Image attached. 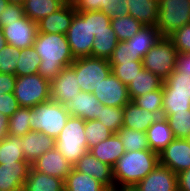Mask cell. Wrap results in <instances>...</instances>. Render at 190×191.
I'll use <instances>...</instances> for the list:
<instances>
[{"mask_svg":"<svg viewBox=\"0 0 190 191\" xmlns=\"http://www.w3.org/2000/svg\"><path fill=\"white\" fill-rule=\"evenodd\" d=\"M33 47L41 59L38 74L49 82L75 61L64 34L38 32Z\"/></svg>","mask_w":190,"mask_h":191,"instance_id":"6da1fadb","label":"cell"},{"mask_svg":"<svg viewBox=\"0 0 190 191\" xmlns=\"http://www.w3.org/2000/svg\"><path fill=\"white\" fill-rule=\"evenodd\" d=\"M158 164L159 154L153 150L125 152L112 167L115 187L136 185Z\"/></svg>","mask_w":190,"mask_h":191,"instance_id":"7a4b0ae2","label":"cell"},{"mask_svg":"<svg viewBox=\"0 0 190 191\" xmlns=\"http://www.w3.org/2000/svg\"><path fill=\"white\" fill-rule=\"evenodd\" d=\"M71 114L67 107L48 100L30 108L29 123L31 131L42 132L56 139Z\"/></svg>","mask_w":190,"mask_h":191,"instance_id":"3957f363","label":"cell"},{"mask_svg":"<svg viewBox=\"0 0 190 191\" xmlns=\"http://www.w3.org/2000/svg\"><path fill=\"white\" fill-rule=\"evenodd\" d=\"M84 127V119L71 115L55 139V148L72 166L89 151Z\"/></svg>","mask_w":190,"mask_h":191,"instance_id":"277c9868","label":"cell"},{"mask_svg":"<svg viewBox=\"0 0 190 191\" xmlns=\"http://www.w3.org/2000/svg\"><path fill=\"white\" fill-rule=\"evenodd\" d=\"M190 75L174 70L163 82L162 117L190 110Z\"/></svg>","mask_w":190,"mask_h":191,"instance_id":"5b68a950","label":"cell"},{"mask_svg":"<svg viewBox=\"0 0 190 191\" xmlns=\"http://www.w3.org/2000/svg\"><path fill=\"white\" fill-rule=\"evenodd\" d=\"M13 95L20 107L32 108L51 99L50 82L38 73L16 76Z\"/></svg>","mask_w":190,"mask_h":191,"instance_id":"8992f818","label":"cell"},{"mask_svg":"<svg viewBox=\"0 0 190 191\" xmlns=\"http://www.w3.org/2000/svg\"><path fill=\"white\" fill-rule=\"evenodd\" d=\"M178 50L168 37L159 41L144 55L143 68L157 75L163 81L175 70Z\"/></svg>","mask_w":190,"mask_h":191,"instance_id":"52a82bcc","label":"cell"},{"mask_svg":"<svg viewBox=\"0 0 190 191\" xmlns=\"http://www.w3.org/2000/svg\"><path fill=\"white\" fill-rule=\"evenodd\" d=\"M76 72L81 91L92 92L103 79L112 73L108 60L98 57H80L70 65Z\"/></svg>","mask_w":190,"mask_h":191,"instance_id":"ba28073f","label":"cell"},{"mask_svg":"<svg viewBox=\"0 0 190 191\" xmlns=\"http://www.w3.org/2000/svg\"><path fill=\"white\" fill-rule=\"evenodd\" d=\"M190 24V0H159L156 27L162 37Z\"/></svg>","mask_w":190,"mask_h":191,"instance_id":"9c48e42d","label":"cell"},{"mask_svg":"<svg viewBox=\"0 0 190 191\" xmlns=\"http://www.w3.org/2000/svg\"><path fill=\"white\" fill-rule=\"evenodd\" d=\"M66 38L74 58L91 56L95 37L90 28V11L75 13Z\"/></svg>","mask_w":190,"mask_h":191,"instance_id":"30bf717a","label":"cell"},{"mask_svg":"<svg viewBox=\"0 0 190 191\" xmlns=\"http://www.w3.org/2000/svg\"><path fill=\"white\" fill-rule=\"evenodd\" d=\"M99 102L110 107H124L131 101L127 86L111 73L92 91Z\"/></svg>","mask_w":190,"mask_h":191,"instance_id":"8fae6325","label":"cell"},{"mask_svg":"<svg viewBox=\"0 0 190 191\" xmlns=\"http://www.w3.org/2000/svg\"><path fill=\"white\" fill-rule=\"evenodd\" d=\"M7 44L24 49L32 47L38 33L37 23L27 16L13 22H6L2 27Z\"/></svg>","mask_w":190,"mask_h":191,"instance_id":"7c38bea8","label":"cell"},{"mask_svg":"<svg viewBox=\"0 0 190 191\" xmlns=\"http://www.w3.org/2000/svg\"><path fill=\"white\" fill-rule=\"evenodd\" d=\"M159 163L175 174L190 168V143L188 139L175 138L159 153Z\"/></svg>","mask_w":190,"mask_h":191,"instance_id":"4fadbf2b","label":"cell"},{"mask_svg":"<svg viewBox=\"0 0 190 191\" xmlns=\"http://www.w3.org/2000/svg\"><path fill=\"white\" fill-rule=\"evenodd\" d=\"M51 101L66 105L71 98L81 92L75 70L69 66L50 82Z\"/></svg>","mask_w":190,"mask_h":191,"instance_id":"5bb4252c","label":"cell"},{"mask_svg":"<svg viewBox=\"0 0 190 191\" xmlns=\"http://www.w3.org/2000/svg\"><path fill=\"white\" fill-rule=\"evenodd\" d=\"M135 186L139 191H178V177L169 167L159 163Z\"/></svg>","mask_w":190,"mask_h":191,"instance_id":"9a60e30c","label":"cell"},{"mask_svg":"<svg viewBox=\"0 0 190 191\" xmlns=\"http://www.w3.org/2000/svg\"><path fill=\"white\" fill-rule=\"evenodd\" d=\"M73 169L85 173L102 183L107 189L115 188L113 168L101 162L88 151L74 165Z\"/></svg>","mask_w":190,"mask_h":191,"instance_id":"2e32d148","label":"cell"},{"mask_svg":"<svg viewBox=\"0 0 190 191\" xmlns=\"http://www.w3.org/2000/svg\"><path fill=\"white\" fill-rule=\"evenodd\" d=\"M34 170L65 181L73 166L55 147L41 155L31 164Z\"/></svg>","mask_w":190,"mask_h":191,"instance_id":"e0dca14e","label":"cell"},{"mask_svg":"<svg viewBox=\"0 0 190 191\" xmlns=\"http://www.w3.org/2000/svg\"><path fill=\"white\" fill-rule=\"evenodd\" d=\"M30 168L28 162L0 164V191H22Z\"/></svg>","mask_w":190,"mask_h":191,"instance_id":"ac0fdd59","label":"cell"},{"mask_svg":"<svg viewBox=\"0 0 190 191\" xmlns=\"http://www.w3.org/2000/svg\"><path fill=\"white\" fill-rule=\"evenodd\" d=\"M76 12L72 3L68 1L59 10L37 22L38 32L66 35Z\"/></svg>","mask_w":190,"mask_h":191,"instance_id":"d6986e66","label":"cell"},{"mask_svg":"<svg viewBox=\"0 0 190 191\" xmlns=\"http://www.w3.org/2000/svg\"><path fill=\"white\" fill-rule=\"evenodd\" d=\"M25 161L30 165L41 155L55 147V139L42 132L31 131L21 136Z\"/></svg>","mask_w":190,"mask_h":191,"instance_id":"ffe728a7","label":"cell"},{"mask_svg":"<svg viewBox=\"0 0 190 191\" xmlns=\"http://www.w3.org/2000/svg\"><path fill=\"white\" fill-rule=\"evenodd\" d=\"M101 104L92 92L81 91L75 98H71L65 106L72 116L84 120H97Z\"/></svg>","mask_w":190,"mask_h":191,"instance_id":"44dd1931","label":"cell"},{"mask_svg":"<svg viewBox=\"0 0 190 191\" xmlns=\"http://www.w3.org/2000/svg\"><path fill=\"white\" fill-rule=\"evenodd\" d=\"M123 127L146 132L159 118L156 113L140 108L134 102H128L124 107Z\"/></svg>","mask_w":190,"mask_h":191,"instance_id":"7402d4cb","label":"cell"},{"mask_svg":"<svg viewBox=\"0 0 190 191\" xmlns=\"http://www.w3.org/2000/svg\"><path fill=\"white\" fill-rule=\"evenodd\" d=\"M89 152L101 162L113 167L126 151L119 135L113 134L98 145L91 147Z\"/></svg>","mask_w":190,"mask_h":191,"instance_id":"603a6c76","label":"cell"},{"mask_svg":"<svg viewBox=\"0 0 190 191\" xmlns=\"http://www.w3.org/2000/svg\"><path fill=\"white\" fill-rule=\"evenodd\" d=\"M150 150L157 154L163 151L174 139V134L165 117H159L146 131Z\"/></svg>","mask_w":190,"mask_h":191,"instance_id":"cb8c5ba5","label":"cell"},{"mask_svg":"<svg viewBox=\"0 0 190 191\" xmlns=\"http://www.w3.org/2000/svg\"><path fill=\"white\" fill-rule=\"evenodd\" d=\"M129 15L144 26L156 27L159 14V0H127Z\"/></svg>","mask_w":190,"mask_h":191,"instance_id":"d4e9b609","label":"cell"},{"mask_svg":"<svg viewBox=\"0 0 190 191\" xmlns=\"http://www.w3.org/2000/svg\"><path fill=\"white\" fill-rule=\"evenodd\" d=\"M22 191H64V181L31 167Z\"/></svg>","mask_w":190,"mask_h":191,"instance_id":"484cf974","label":"cell"},{"mask_svg":"<svg viewBox=\"0 0 190 191\" xmlns=\"http://www.w3.org/2000/svg\"><path fill=\"white\" fill-rule=\"evenodd\" d=\"M163 80L154 73L146 69H141L137 76L131 80V83L127 85L129 96L131 101L143 95L157 89H161L163 86Z\"/></svg>","mask_w":190,"mask_h":191,"instance_id":"4316f807","label":"cell"},{"mask_svg":"<svg viewBox=\"0 0 190 191\" xmlns=\"http://www.w3.org/2000/svg\"><path fill=\"white\" fill-rule=\"evenodd\" d=\"M69 0H24L23 7L25 16L34 22L56 12Z\"/></svg>","mask_w":190,"mask_h":191,"instance_id":"83f0119b","label":"cell"},{"mask_svg":"<svg viewBox=\"0 0 190 191\" xmlns=\"http://www.w3.org/2000/svg\"><path fill=\"white\" fill-rule=\"evenodd\" d=\"M161 34L157 27L143 26L131 39L125 41L141 59L159 41Z\"/></svg>","mask_w":190,"mask_h":191,"instance_id":"f1b7e54d","label":"cell"},{"mask_svg":"<svg viewBox=\"0 0 190 191\" xmlns=\"http://www.w3.org/2000/svg\"><path fill=\"white\" fill-rule=\"evenodd\" d=\"M107 188L92 176L71 169L64 181V191H105Z\"/></svg>","mask_w":190,"mask_h":191,"instance_id":"f546056e","label":"cell"},{"mask_svg":"<svg viewBox=\"0 0 190 191\" xmlns=\"http://www.w3.org/2000/svg\"><path fill=\"white\" fill-rule=\"evenodd\" d=\"M94 37L91 56L108 60L119 42L112 26L108 27V31L97 33Z\"/></svg>","mask_w":190,"mask_h":191,"instance_id":"4dcf8cb0","label":"cell"},{"mask_svg":"<svg viewBox=\"0 0 190 191\" xmlns=\"http://www.w3.org/2000/svg\"><path fill=\"white\" fill-rule=\"evenodd\" d=\"M14 162H26L21 146V136L7 135L0 141V164Z\"/></svg>","mask_w":190,"mask_h":191,"instance_id":"1f68e13d","label":"cell"},{"mask_svg":"<svg viewBox=\"0 0 190 191\" xmlns=\"http://www.w3.org/2000/svg\"><path fill=\"white\" fill-rule=\"evenodd\" d=\"M111 26L119 41L131 39L144 25L130 15L111 18Z\"/></svg>","mask_w":190,"mask_h":191,"instance_id":"d6a6232c","label":"cell"},{"mask_svg":"<svg viewBox=\"0 0 190 191\" xmlns=\"http://www.w3.org/2000/svg\"><path fill=\"white\" fill-rule=\"evenodd\" d=\"M117 134L121 138L126 152L150 149L146 132L122 127Z\"/></svg>","mask_w":190,"mask_h":191,"instance_id":"836d02e7","label":"cell"},{"mask_svg":"<svg viewBox=\"0 0 190 191\" xmlns=\"http://www.w3.org/2000/svg\"><path fill=\"white\" fill-rule=\"evenodd\" d=\"M40 63V56L33 46L20 49V57L16 66V76L38 73Z\"/></svg>","mask_w":190,"mask_h":191,"instance_id":"e575fe53","label":"cell"},{"mask_svg":"<svg viewBox=\"0 0 190 191\" xmlns=\"http://www.w3.org/2000/svg\"><path fill=\"white\" fill-rule=\"evenodd\" d=\"M123 107H110L101 104L99 106L97 120L104 124L114 134L123 127Z\"/></svg>","mask_w":190,"mask_h":191,"instance_id":"d590c367","label":"cell"},{"mask_svg":"<svg viewBox=\"0 0 190 191\" xmlns=\"http://www.w3.org/2000/svg\"><path fill=\"white\" fill-rule=\"evenodd\" d=\"M30 108L19 107L18 110L9 117L8 121V135L9 136H23L31 132L29 123Z\"/></svg>","mask_w":190,"mask_h":191,"instance_id":"8d00e7d4","label":"cell"},{"mask_svg":"<svg viewBox=\"0 0 190 191\" xmlns=\"http://www.w3.org/2000/svg\"><path fill=\"white\" fill-rule=\"evenodd\" d=\"M84 128L87 147L89 149L114 134L110 129L96 119L85 120Z\"/></svg>","mask_w":190,"mask_h":191,"instance_id":"74e56055","label":"cell"},{"mask_svg":"<svg viewBox=\"0 0 190 191\" xmlns=\"http://www.w3.org/2000/svg\"><path fill=\"white\" fill-rule=\"evenodd\" d=\"M175 138L190 137V110L176 112L166 117Z\"/></svg>","mask_w":190,"mask_h":191,"instance_id":"f35d334b","label":"cell"},{"mask_svg":"<svg viewBox=\"0 0 190 191\" xmlns=\"http://www.w3.org/2000/svg\"><path fill=\"white\" fill-rule=\"evenodd\" d=\"M162 99L163 88L144 93L143 95L134 98L132 102L140 108H144L145 110L156 113L159 117H162Z\"/></svg>","mask_w":190,"mask_h":191,"instance_id":"ab89813d","label":"cell"},{"mask_svg":"<svg viewBox=\"0 0 190 191\" xmlns=\"http://www.w3.org/2000/svg\"><path fill=\"white\" fill-rule=\"evenodd\" d=\"M112 73L118 77L126 86L137 76V73L143 69L142 60H134L127 63L111 64Z\"/></svg>","mask_w":190,"mask_h":191,"instance_id":"60d3db41","label":"cell"},{"mask_svg":"<svg viewBox=\"0 0 190 191\" xmlns=\"http://www.w3.org/2000/svg\"><path fill=\"white\" fill-rule=\"evenodd\" d=\"M20 57V49L7 44L0 50V73L16 76V66Z\"/></svg>","mask_w":190,"mask_h":191,"instance_id":"b9f144b4","label":"cell"},{"mask_svg":"<svg viewBox=\"0 0 190 191\" xmlns=\"http://www.w3.org/2000/svg\"><path fill=\"white\" fill-rule=\"evenodd\" d=\"M134 60H142L138 54H135L131 46L125 41H119L111 54L108 62L111 64L127 63Z\"/></svg>","mask_w":190,"mask_h":191,"instance_id":"7bdbcfd3","label":"cell"},{"mask_svg":"<svg viewBox=\"0 0 190 191\" xmlns=\"http://www.w3.org/2000/svg\"><path fill=\"white\" fill-rule=\"evenodd\" d=\"M101 12L110 18H122L129 15L127 0H102Z\"/></svg>","mask_w":190,"mask_h":191,"instance_id":"ee69618b","label":"cell"},{"mask_svg":"<svg viewBox=\"0 0 190 191\" xmlns=\"http://www.w3.org/2000/svg\"><path fill=\"white\" fill-rule=\"evenodd\" d=\"M178 53H190V24H186L168 36Z\"/></svg>","mask_w":190,"mask_h":191,"instance_id":"f6af8a7d","label":"cell"},{"mask_svg":"<svg viewBox=\"0 0 190 191\" xmlns=\"http://www.w3.org/2000/svg\"><path fill=\"white\" fill-rule=\"evenodd\" d=\"M22 17H25L23 4L9 3L0 14V28L6 26V22L17 21Z\"/></svg>","mask_w":190,"mask_h":191,"instance_id":"bcb514c9","label":"cell"},{"mask_svg":"<svg viewBox=\"0 0 190 191\" xmlns=\"http://www.w3.org/2000/svg\"><path fill=\"white\" fill-rule=\"evenodd\" d=\"M111 25V18L101 11H90V28L95 35L102 31H108Z\"/></svg>","mask_w":190,"mask_h":191,"instance_id":"7dc6e473","label":"cell"},{"mask_svg":"<svg viewBox=\"0 0 190 191\" xmlns=\"http://www.w3.org/2000/svg\"><path fill=\"white\" fill-rule=\"evenodd\" d=\"M19 107L18 101L13 93L0 94V113L9 118Z\"/></svg>","mask_w":190,"mask_h":191,"instance_id":"c3c4849f","label":"cell"},{"mask_svg":"<svg viewBox=\"0 0 190 191\" xmlns=\"http://www.w3.org/2000/svg\"><path fill=\"white\" fill-rule=\"evenodd\" d=\"M77 12L101 11L102 0H69Z\"/></svg>","mask_w":190,"mask_h":191,"instance_id":"681fc988","label":"cell"},{"mask_svg":"<svg viewBox=\"0 0 190 191\" xmlns=\"http://www.w3.org/2000/svg\"><path fill=\"white\" fill-rule=\"evenodd\" d=\"M16 76L0 73V94L13 93Z\"/></svg>","mask_w":190,"mask_h":191,"instance_id":"f907efd6","label":"cell"},{"mask_svg":"<svg viewBox=\"0 0 190 191\" xmlns=\"http://www.w3.org/2000/svg\"><path fill=\"white\" fill-rule=\"evenodd\" d=\"M175 70L190 75V53H178Z\"/></svg>","mask_w":190,"mask_h":191,"instance_id":"816d5d0a","label":"cell"},{"mask_svg":"<svg viewBox=\"0 0 190 191\" xmlns=\"http://www.w3.org/2000/svg\"><path fill=\"white\" fill-rule=\"evenodd\" d=\"M178 177V191H190V168L179 174Z\"/></svg>","mask_w":190,"mask_h":191,"instance_id":"f5cc1de1","label":"cell"},{"mask_svg":"<svg viewBox=\"0 0 190 191\" xmlns=\"http://www.w3.org/2000/svg\"><path fill=\"white\" fill-rule=\"evenodd\" d=\"M9 118L0 113V141L8 135Z\"/></svg>","mask_w":190,"mask_h":191,"instance_id":"db71d44e","label":"cell"},{"mask_svg":"<svg viewBox=\"0 0 190 191\" xmlns=\"http://www.w3.org/2000/svg\"><path fill=\"white\" fill-rule=\"evenodd\" d=\"M118 191H139L135 185L115 187Z\"/></svg>","mask_w":190,"mask_h":191,"instance_id":"11a10c76","label":"cell"},{"mask_svg":"<svg viewBox=\"0 0 190 191\" xmlns=\"http://www.w3.org/2000/svg\"><path fill=\"white\" fill-rule=\"evenodd\" d=\"M7 45V41L4 38L2 28H0V50H2Z\"/></svg>","mask_w":190,"mask_h":191,"instance_id":"9f6ffc18","label":"cell"},{"mask_svg":"<svg viewBox=\"0 0 190 191\" xmlns=\"http://www.w3.org/2000/svg\"><path fill=\"white\" fill-rule=\"evenodd\" d=\"M8 4V0H0V14L5 10Z\"/></svg>","mask_w":190,"mask_h":191,"instance_id":"6f0895ef","label":"cell"},{"mask_svg":"<svg viewBox=\"0 0 190 191\" xmlns=\"http://www.w3.org/2000/svg\"><path fill=\"white\" fill-rule=\"evenodd\" d=\"M9 3L23 4L24 0H8Z\"/></svg>","mask_w":190,"mask_h":191,"instance_id":"680465c9","label":"cell"},{"mask_svg":"<svg viewBox=\"0 0 190 191\" xmlns=\"http://www.w3.org/2000/svg\"><path fill=\"white\" fill-rule=\"evenodd\" d=\"M105 191H118L116 188L106 189Z\"/></svg>","mask_w":190,"mask_h":191,"instance_id":"91938a15","label":"cell"},{"mask_svg":"<svg viewBox=\"0 0 190 191\" xmlns=\"http://www.w3.org/2000/svg\"><path fill=\"white\" fill-rule=\"evenodd\" d=\"M187 88L189 89V90H188V93H190V82H189V84L187 85Z\"/></svg>","mask_w":190,"mask_h":191,"instance_id":"94428289","label":"cell"}]
</instances>
